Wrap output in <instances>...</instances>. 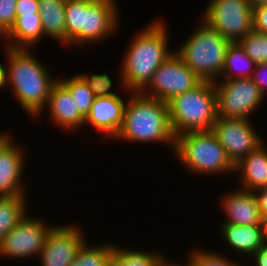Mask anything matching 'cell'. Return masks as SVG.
<instances>
[{
  "mask_svg": "<svg viewBox=\"0 0 267 266\" xmlns=\"http://www.w3.org/2000/svg\"><path fill=\"white\" fill-rule=\"evenodd\" d=\"M82 79L88 84L90 89L92 90L95 97H103V96H113L117 95L114 92L110 91L112 87V81L109 78V75L104 74H79Z\"/></svg>",
  "mask_w": 267,
  "mask_h": 266,
  "instance_id": "f546056e",
  "label": "cell"
},
{
  "mask_svg": "<svg viewBox=\"0 0 267 266\" xmlns=\"http://www.w3.org/2000/svg\"><path fill=\"white\" fill-rule=\"evenodd\" d=\"M255 65L256 64L254 63V61L245 53L244 48L240 45L239 42L230 43L228 45L225 63L221 75H225L224 78L226 77L227 80L236 78H251ZM246 66L248 69L246 68ZM237 67H240V71ZM251 67L253 68L251 69ZM235 68H237V70L239 71V73H237V76L235 73H233L236 70Z\"/></svg>",
  "mask_w": 267,
  "mask_h": 266,
  "instance_id": "603a6c76",
  "label": "cell"
},
{
  "mask_svg": "<svg viewBox=\"0 0 267 266\" xmlns=\"http://www.w3.org/2000/svg\"><path fill=\"white\" fill-rule=\"evenodd\" d=\"M125 105L118 95L95 97L84 123H91L104 135L115 138L123 123Z\"/></svg>",
  "mask_w": 267,
  "mask_h": 266,
  "instance_id": "5bb4252c",
  "label": "cell"
},
{
  "mask_svg": "<svg viewBox=\"0 0 267 266\" xmlns=\"http://www.w3.org/2000/svg\"><path fill=\"white\" fill-rule=\"evenodd\" d=\"M161 266H180V265H175V263L172 264V262L168 263V260H165Z\"/></svg>",
  "mask_w": 267,
  "mask_h": 266,
  "instance_id": "60d3db41",
  "label": "cell"
},
{
  "mask_svg": "<svg viewBox=\"0 0 267 266\" xmlns=\"http://www.w3.org/2000/svg\"><path fill=\"white\" fill-rule=\"evenodd\" d=\"M252 256L256 260V266H267V242Z\"/></svg>",
  "mask_w": 267,
  "mask_h": 266,
  "instance_id": "d590c367",
  "label": "cell"
},
{
  "mask_svg": "<svg viewBox=\"0 0 267 266\" xmlns=\"http://www.w3.org/2000/svg\"><path fill=\"white\" fill-rule=\"evenodd\" d=\"M113 248L111 244L88 247L85 242L70 266H109Z\"/></svg>",
  "mask_w": 267,
  "mask_h": 266,
  "instance_id": "4316f807",
  "label": "cell"
},
{
  "mask_svg": "<svg viewBox=\"0 0 267 266\" xmlns=\"http://www.w3.org/2000/svg\"><path fill=\"white\" fill-rule=\"evenodd\" d=\"M10 137L7 133H0V146Z\"/></svg>",
  "mask_w": 267,
  "mask_h": 266,
  "instance_id": "f35d334b",
  "label": "cell"
},
{
  "mask_svg": "<svg viewBox=\"0 0 267 266\" xmlns=\"http://www.w3.org/2000/svg\"><path fill=\"white\" fill-rule=\"evenodd\" d=\"M115 4L114 0H84L82 43L101 41L116 31L119 17Z\"/></svg>",
  "mask_w": 267,
  "mask_h": 266,
  "instance_id": "4fadbf2b",
  "label": "cell"
},
{
  "mask_svg": "<svg viewBox=\"0 0 267 266\" xmlns=\"http://www.w3.org/2000/svg\"><path fill=\"white\" fill-rule=\"evenodd\" d=\"M220 228L229 245L239 253L253 255L267 242L264 226L223 223Z\"/></svg>",
  "mask_w": 267,
  "mask_h": 266,
  "instance_id": "d6986e66",
  "label": "cell"
},
{
  "mask_svg": "<svg viewBox=\"0 0 267 266\" xmlns=\"http://www.w3.org/2000/svg\"><path fill=\"white\" fill-rule=\"evenodd\" d=\"M252 7L267 4V0H248Z\"/></svg>",
  "mask_w": 267,
  "mask_h": 266,
  "instance_id": "74e56055",
  "label": "cell"
},
{
  "mask_svg": "<svg viewBox=\"0 0 267 266\" xmlns=\"http://www.w3.org/2000/svg\"><path fill=\"white\" fill-rule=\"evenodd\" d=\"M229 44L203 21L176 53L202 81L216 82L215 78L222 74Z\"/></svg>",
  "mask_w": 267,
  "mask_h": 266,
  "instance_id": "5b68a950",
  "label": "cell"
},
{
  "mask_svg": "<svg viewBox=\"0 0 267 266\" xmlns=\"http://www.w3.org/2000/svg\"><path fill=\"white\" fill-rule=\"evenodd\" d=\"M263 72V74H262ZM267 62L256 64L253 74L251 76L252 81L256 84L262 94L265 96L267 92ZM266 91V92H265Z\"/></svg>",
  "mask_w": 267,
  "mask_h": 266,
  "instance_id": "d6a6232c",
  "label": "cell"
},
{
  "mask_svg": "<svg viewBox=\"0 0 267 266\" xmlns=\"http://www.w3.org/2000/svg\"><path fill=\"white\" fill-rule=\"evenodd\" d=\"M66 0H39V14L44 35L66 42Z\"/></svg>",
  "mask_w": 267,
  "mask_h": 266,
  "instance_id": "44dd1931",
  "label": "cell"
},
{
  "mask_svg": "<svg viewBox=\"0 0 267 266\" xmlns=\"http://www.w3.org/2000/svg\"><path fill=\"white\" fill-rule=\"evenodd\" d=\"M165 257L158 253L132 251L114 245L109 266H161Z\"/></svg>",
  "mask_w": 267,
  "mask_h": 266,
  "instance_id": "cb8c5ba5",
  "label": "cell"
},
{
  "mask_svg": "<svg viewBox=\"0 0 267 266\" xmlns=\"http://www.w3.org/2000/svg\"><path fill=\"white\" fill-rule=\"evenodd\" d=\"M255 191H254V195L258 203L260 214L262 218L264 219L265 217H267V186L259 188Z\"/></svg>",
  "mask_w": 267,
  "mask_h": 266,
  "instance_id": "e575fe53",
  "label": "cell"
},
{
  "mask_svg": "<svg viewBox=\"0 0 267 266\" xmlns=\"http://www.w3.org/2000/svg\"><path fill=\"white\" fill-rule=\"evenodd\" d=\"M253 30L267 34V4L253 7Z\"/></svg>",
  "mask_w": 267,
  "mask_h": 266,
  "instance_id": "1f68e13d",
  "label": "cell"
},
{
  "mask_svg": "<svg viewBox=\"0 0 267 266\" xmlns=\"http://www.w3.org/2000/svg\"><path fill=\"white\" fill-rule=\"evenodd\" d=\"M211 131L234 165L263 144L249 119L217 116Z\"/></svg>",
  "mask_w": 267,
  "mask_h": 266,
  "instance_id": "30bf717a",
  "label": "cell"
},
{
  "mask_svg": "<svg viewBox=\"0 0 267 266\" xmlns=\"http://www.w3.org/2000/svg\"><path fill=\"white\" fill-rule=\"evenodd\" d=\"M40 15L39 0H17L16 16Z\"/></svg>",
  "mask_w": 267,
  "mask_h": 266,
  "instance_id": "836d02e7",
  "label": "cell"
},
{
  "mask_svg": "<svg viewBox=\"0 0 267 266\" xmlns=\"http://www.w3.org/2000/svg\"><path fill=\"white\" fill-rule=\"evenodd\" d=\"M7 83L6 69L0 63V88L4 87Z\"/></svg>",
  "mask_w": 267,
  "mask_h": 266,
  "instance_id": "8d00e7d4",
  "label": "cell"
},
{
  "mask_svg": "<svg viewBox=\"0 0 267 266\" xmlns=\"http://www.w3.org/2000/svg\"><path fill=\"white\" fill-rule=\"evenodd\" d=\"M46 106L51 120L65 130L84 124L85 118L77 110L69 91L59 81L53 85Z\"/></svg>",
  "mask_w": 267,
  "mask_h": 266,
  "instance_id": "e0dca14e",
  "label": "cell"
},
{
  "mask_svg": "<svg viewBox=\"0 0 267 266\" xmlns=\"http://www.w3.org/2000/svg\"><path fill=\"white\" fill-rule=\"evenodd\" d=\"M25 195L0 196V243L26 217Z\"/></svg>",
  "mask_w": 267,
  "mask_h": 266,
  "instance_id": "7402d4cb",
  "label": "cell"
},
{
  "mask_svg": "<svg viewBox=\"0 0 267 266\" xmlns=\"http://www.w3.org/2000/svg\"><path fill=\"white\" fill-rule=\"evenodd\" d=\"M51 229L52 227H46L41 219L26 216L0 243V255L12 258L40 255Z\"/></svg>",
  "mask_w": 267,
  "mask_h": 266,
  "instance_id": "8fae6325",
  "label": "cell"
},
{
  "mask_svg": "<svg viewBox=\"0 0 267 266\" xmlns=\"http://www.w3.org/2000/svg\"><path fill=\"white\" fill-rule=\"evenodd\" d=\"M12 140L9 137L0 146V196L24 195L23 184L20 182L24 155Z\"/></svg>",
  "mask_w": 267,
  "mask_h": 266,
  "instance_id": "9a60e30c",
  "label": "cell"
},
{
  "mask_svg": "<svg viewBox=\"0 0 267 266\" xmlns=\"http://www.w3.org/2000/svg\"><path fill=\"white\" fill-rule=\"evenodd\" d=\"M220 82H214L218 116L248 119L250 113L264 100V95L251 78L225 79Z\"/></svg>",
  "mask_w": 267,
  "mask_h": 266,
  "instance_id": "9c48e42d",
  "label": "cell"
},
{
  "mask_svg": "<svg viewBox=\"0 0 267 266\" xmlns=\"http://www.w3.org/2000/svg\"><path fill=\"white\" fill-rule=\"evenodd\" d=\"M84 0H66L65 2V29L66 44L73 43L80 46L82 43V19Z\"/></svg>",
  "mask_w": 267,
  "mask_h": 266,
  "instance_id": "484cf974",
  "label": "cell"
},
{
  "mask_svg": "<svg viewBox=\"0 0 267 266\" xmlns=\"http://www.w3.org/2000/svg\"><path fill=\"white\" fill-rule=\"evenodd\" d=\"M124 108L123 123L116 139L132 142L165 141L175 149V136L169 120L168 103L131 92Z\"/></svg>",
  "mask_w": 267,
  "mask_h": 266,
  "instance_id": "3957f363",
  "label": "cell"
},
{
  "mask_svg": "<svg viewBox=\"0 0 267 266\" xmlns=\"http://www.w3.org/2000/svg\"><path fill=\"white\" fill-rule=\"evenodd\" d=\"M73 225L52 227L40 253L42 266H70L86 242Z\"/></svg>",
  "mask_w": 267,
  "mask_h": 266,
  "instance_id": "7c38bea8",
  "label": "cell"
},
{
  "mask_svg": "<svg viewBox=\"0 0 267 266\" xmlns=\"http://www.w3.org/2000/svg\"><path fill=\"white\" fill-rule=\"evenodd\" d=\"M239 43L255 64L267 62V34L251 30Z\"/></svg>",
  "mask_w": 267,
  "mask_h": 266,
  "instance_id": "83f0119b",
  "label": "cell"
},
{
  "mask_svg": "<svg viewBox=\"0 0 267 266\" xmlns=\"http://www.w3.org/2000/svg\"><path fill=\"white\" fill-rule=\"evenodd\" d=\"M168 107L175 138L188 132L212 130L218 116L214 82L201 81L196 87L171 99Z\"/></svg>",
  "mask_w": 267,
  "mask_h": 266,
  "instance_id": "277c9868",
  "label": "cell"
},
{
  "mask_svg": "<svg viewBox=\"0 0 267 266\" xmlns=\"http://www.w3.org/2000/svg\"><path fill=\"white\" fill-rule=\"evenodd\" d=\"M235 171L241 173L243 190L254 192L267 186V149L264 145L243 157L235 165Z\"/></svg>",
  "mask_w": 267,
  "mask_h": 266,
  "instance_id": "ac0fdd59",
  "label": "cell"
},
{
  "mask_svg": "<svg viewBox=\"0 0 267 266\" xmlns=\"http://www.w3.org/2000/svg\"><path fill=\"white\" fill-rule=\"evenodd\" d=\"M222 205L228 217L223 223L264 226L254 192L237 189L224 197Z\"/></svg>",
  "mask_w": 267,
  "mask_h": 266,
  "instance_id": "2e32d148",
  "label": "cell"
},
{
  "mask_svg": "<svg viewBox=\"0 0 267 266\" xmlns=\"http://www.w3.org/2000/svg\"><path fill=\"white\" fill-rule=\"evenodd\" d=\"M58 81L69 91L77 110L86 118L95 100V96L88 84L79 74L68 79H58Z\"/></svg>",
  "mask_w": 267,
  "mask_h": 266,
  "instance_id": "d4e9b609",
  "label": "cell"
},
{
  "mask_svg": "<svg viewBox=\"0 0 267 266\" xmlns=\"http://www.w3.org/2000/svg\"><path fill=\"white\" fill-rule=\"evenodd\" d=\"M17 0H0V35L3 37L11 30L16 20Z\"/></svg>",
  "mask_w": 267,
  "mask_h": 266,
  "instance_id": "4dcf8cb0",
  "label": "cell"
},
{
  "mask_svg": "<svg viewBox=\"0 0 267 266\" xmlns=\"http://www.w3.org/2000/svg\"><path fill=\"white\" fill-rule=\"evenodd\" d=\"M7 83H10L22 108L37 117L46 107L53 85L47 67L35 59L26 48L7 47ZM40 114V115H39Z\"/></svg>",
  "mask_w": 267,
  "mask_h": 266,
  "instance_id": "7a4b0ae2",
  "label": "cell"
},
{
  "mask_svg": "<svg viewBox=\"0 0 267 266\" xmlns=\"http://www.w3.org/2000/svg\"><path fill=\"white\" fill-rule=\"evenodd\" d=\"M221 256V254L214 252L194 250L186 266H239L232 260H227V258Z\"/></svg>",
  "mask_w": 267,
  "mask_h": 266,
  "instance_id": "f1b7e54d",
  "label": "cell"
},
{
  "mask_svg": "<svg viewBox=\"0 0 267 266\" xmlns=\"http://www.w3.org/2000/svg\"><path fill=\"white\" fill-rule=\"evenodd\" d=\"M203 15L202 21L230 43L239 42L253 30V7L248 0H210Z\"/></svg>",
  "mask_w": 267,
  "mask_h": 266,
  "instance_id": "52a82bcc",
  "label": "cell"
},
{
  "mask_svg": "<svg viewBox=\"0 0 267 266\" xmlns=\"http://www.w3.org/2000/svg\"><path fill=\"white\" fill-rule=\"evenodd\" d=\"M162 22L154 21L133 38L126 53L121 82L131 92H141L152 80L158 67L172 54Z\"/></svg>",
  "mask_w": 267,
  "mask_h": 266,
  "instance_id": "6da1fadb",
  "label": "cell"
},
{
  "mask_svg": "<svg viewBox=\"0 0 267 266\" xmlns=\"http://www.w3.org/2000/svg\"><path fill=\"white\" fill-rule=\"evenodd\" d=\"M43 34L40 15H24L16 16L14 26L5 35V38L11 39L8 42L10 44H7L8 47L26 48L25 46H34L35 43L37 45Z\"/></svg>",
  "mask_w": 267,
  "mask_h": 266,
  "instance_id": "ffe728a7",
  "label": "cell"
},
{
  "mask_svg": "<svg viewBox=\"0 0 267 266\" xmlns=\"http://www.w3.org/2000/svg\"><path fill=\"white\" fill-rule=\"evenodd\" d=\"M173 151L183 165L195 173L221 174L235 170V165L211 130L177 136Z\"/></svg>",
  "mask_w": 267,
  "mask_h": 266,
  "instance_id": "8992f818",
  "label": "cell"
},
{
  "mask_svg": "<svg viewBox=\"0 0 267 266\" xmlns=\"http://www.w3.org/2000/svg\"><path fill=\"white\" fill-rule=\"evenodd\" d=\"M263 224H264L265 236H266V241H267V217L263 219Z\"/></svg>",
  "mask_w": 267,
  "mask_h": 266,
  "instance_id": "ab89813d",
  "label": "cell"
},
{
  "mask_svg": "<svg viewBox=\"0 0 267 266\" xmlns=\"http://www.w3.org/2000/svg\"><path fill=\"white\" fill-rule=\"evenodd\" d=\"M201 81L174 51L158 67L152 80L141 93L168 103L175 96L196 87Z\"/></svg>",
  "mask_w": 267,
  "mask_h": 266,
  "instance_id": "ba28073f",
  "label": "cell"
}]
</instances>
